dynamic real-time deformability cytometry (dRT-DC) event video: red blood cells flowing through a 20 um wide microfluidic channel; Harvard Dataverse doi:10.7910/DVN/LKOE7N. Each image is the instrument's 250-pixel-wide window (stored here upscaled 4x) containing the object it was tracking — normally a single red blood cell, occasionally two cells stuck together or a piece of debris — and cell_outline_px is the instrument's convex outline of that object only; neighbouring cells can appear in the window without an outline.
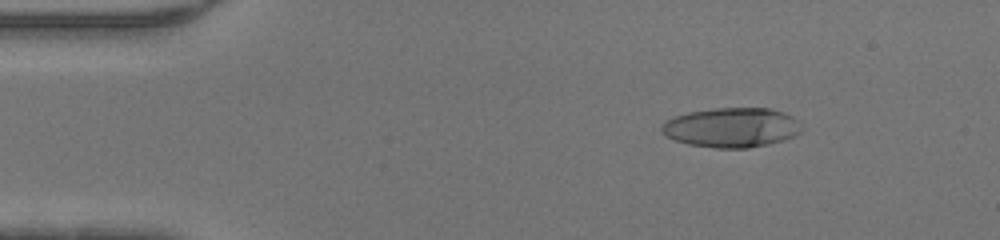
{"species": "human", "species_latin": "Homo sapiens", "temperature_condition": "warm", "stored_images_in_passage": 47, "camera_frame_rate_fps": 3000, "um_per_image_px": 0.085, "donor": {"sex": "male"}, "frame": {"image": 1, "passage_image": 7, "time_ms": 2.0, "image_size_px": [1000, 240], "cell_outline_px": [[804, 128], [796, 136], [784, 140], [768, 144], [748, 148], [716, 148], [688, 144], [676, 140], [660, 132], [660, 128], [664, 120], [672, 116], [688, 112], [716, 108], [772, 108], [784, 112], [792, 116]], "centroid_in_image_um": [62.19, 10.83], "position_along_channel_um": 22.8, "area_um2": 32.66}}
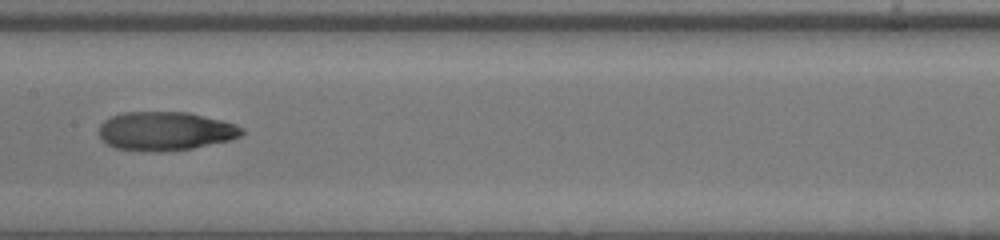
{"frame": {"image": 2, "passage_image": 24, "time_ms": 7.667, "image_size_px": [1000, 240], "cell_outline_px": [[244, 132], [240, 136], [232, 140], [192, 148], [160, 152], [156, 152], [116, 148], [108, 144], [100, 136], [100, 124], [104, 120], [112, 116], [124, 112], [188, 112], [224, 120], [236, 124], [244, 128]], "centroid_in_image_um": [14.11, 11.14], "position_along_channel_um": 193.3, "area_um2": 32.37}}
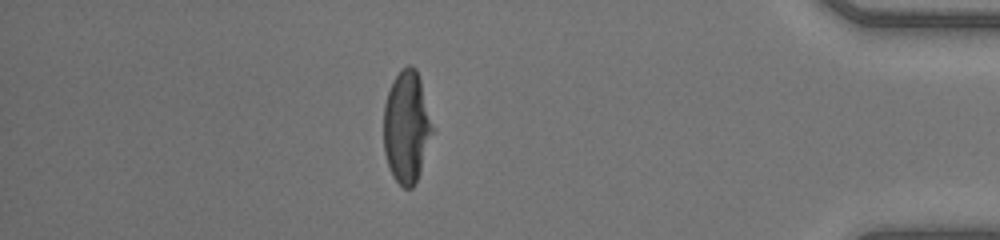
{"frame": {"image": 3, "passage_image": 41, "time_ms": 13.333, "image_size_px": [1000, 240], "cell_outline_px": [[436, 128], [420, 172], [412, 188], [404, 188], [392, 176], [384, 152], [384, 104], [388, 92], [400, 68], [408, 64], [412, 64], [416, 68]], "centroid_in_image_um": [34.6, 10.77], "position_along_channel_um": 400.6, "area_um2": 32.37}}